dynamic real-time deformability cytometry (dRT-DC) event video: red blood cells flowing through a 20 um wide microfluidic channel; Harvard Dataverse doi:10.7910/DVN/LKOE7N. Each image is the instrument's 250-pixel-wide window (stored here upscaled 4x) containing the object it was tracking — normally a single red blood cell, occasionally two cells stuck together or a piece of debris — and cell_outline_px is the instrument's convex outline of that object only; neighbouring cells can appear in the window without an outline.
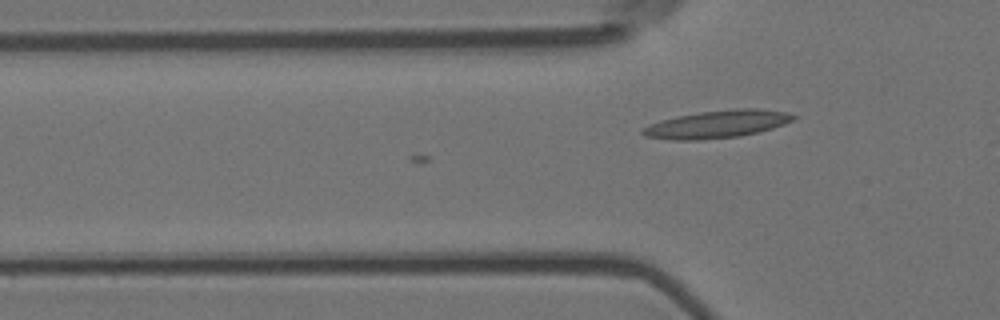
{"species": "Egyptian fruit bat (a non-hibernating species)", "species_latin": "Rousettus aegyptiacus", "temperature_condition": "room temperature", "stored_images_in_passage": 2, "camera_frame_rate_fps": 3000, "um_per_image_px": 0.085, "animal": {"sex": "female"}, "frame": {"image": 1, "passage_image": 2, "time_ms": 0.333, "image_size_px": [1000, 320], "cell_outline_px": [[796, 116], [792, 120], [784, 124], [760, 132], [740, 136], [700, 140], [672, 140], [644, 136], [640, 132], [640, 128], [660, 120], [676, 116], [700, 112], [736, 108], [760, 108], [788, 112]], "centroid_in_image_um": [60.93, 10.55], "position_along_channel_um": 64.9, "area_um2": 24.51}}